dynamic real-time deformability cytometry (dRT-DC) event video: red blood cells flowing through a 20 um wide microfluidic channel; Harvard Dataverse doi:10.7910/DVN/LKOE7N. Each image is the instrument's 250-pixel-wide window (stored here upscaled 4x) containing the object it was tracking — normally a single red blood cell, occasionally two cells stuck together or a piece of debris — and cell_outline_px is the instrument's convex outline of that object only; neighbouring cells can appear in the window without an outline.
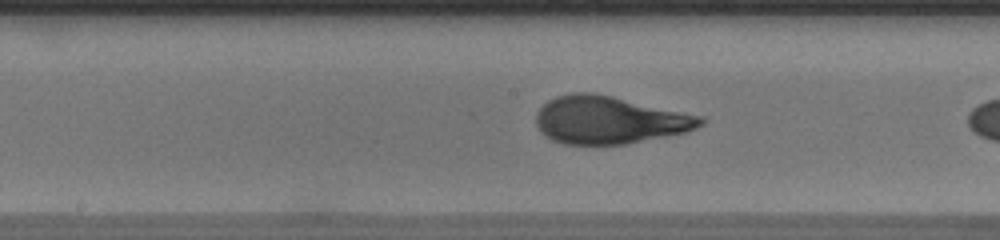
{"species": "human", "species_latin": "Homo sapiens", "temperature_condition": "warm", "stored_images_in_passage": 35, "camera_frame_rate_fps": 3000, "um_per_image_px": 0.085, "donor": {"sex": "male"}, "frame": {"image": 1, "passage_image": 21, "time_ms": 6.667, "image_size_px": [1000, 240], "cell_outline_px": [[704, 124], [696, 128], [684, 132], [624, 144], [564, 144], [552, 140], [544, 136], [540, 132], [536, 124], [536, 112], [548, 100], [556, 96], [572, 92], [592, 92], [612, 96], [704, 116]], "centroid_in_image_um": [51.76, 10.19], "position_along_channel_um": 196.4, "area_um2": 45.6}}
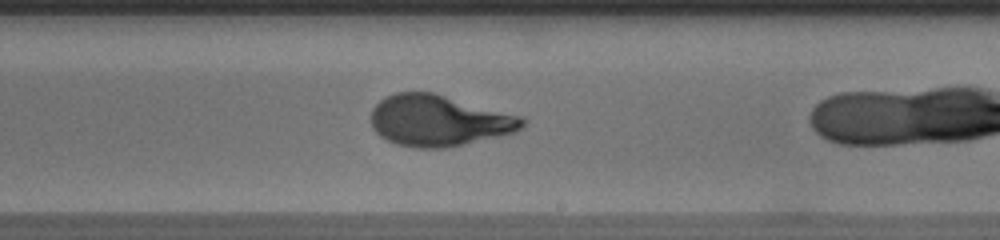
{"frame": {"image": 2, "passage_image": 25, "time_ms": 8.0, "image_size_px": [1000, 240], "cell_outline_px": [[528, 120], [516, 132], [464, 144], [444, 148], [416, 148], [396, 144], [380, 136], [372, 128], [372, 108], [384, 96], [396, 92], [436, 92], [520, 116]], "centroid_in_image_um": [37.29, 10.24], "position_along_channel_um": 251.7, "area_um2": 45.2}}
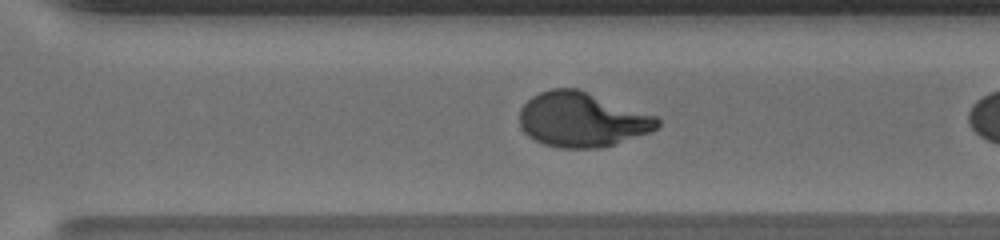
{"frame": {"image": 3, "passage_image": 30, "time_ms": 9.667, "image_size_px": [1000, 240], "cell_outline_px": [[660, 124], [656, 128], [648, 132], [612, 144], [596, 148], [560, 148], [544, 144], [528, 136], [524, 132], [520, 124], [520, 108], [532, 96], [540, 92], [552, 88], [576, 88], [656, 116], [660, 120]], "centroid_in_image_um": [49.42, 10.16], "position_along_channel_um": 321.2, "area_um2": 43.35}}